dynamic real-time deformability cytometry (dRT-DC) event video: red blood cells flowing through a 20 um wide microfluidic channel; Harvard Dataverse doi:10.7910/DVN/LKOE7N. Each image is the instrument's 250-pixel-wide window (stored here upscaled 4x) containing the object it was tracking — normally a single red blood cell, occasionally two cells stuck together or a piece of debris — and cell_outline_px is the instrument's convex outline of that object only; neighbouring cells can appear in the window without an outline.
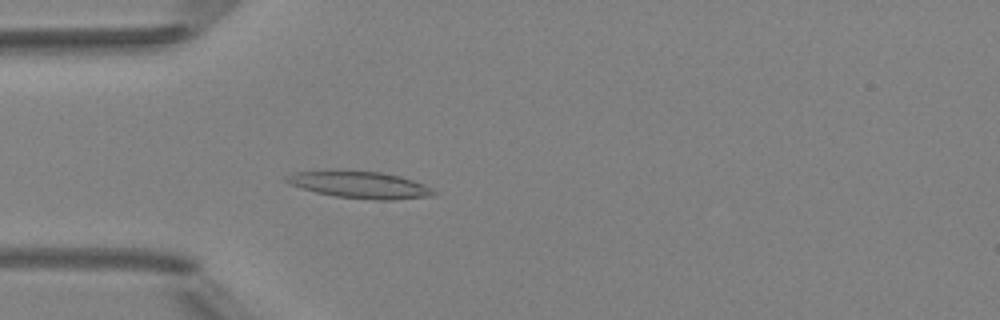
{"species": "Egyptian fruit bat (a non-hibernating species)", "species_latin": "Rousettus aegyptiacus", "temperature_condition": "room temperature", "stored_images_in_passage": 4, "camera_frame_rate_fps": 3000, "um_per_image_px": 0.085, "animal": {"sex": "female"}, "frame": {"image": 1, "passage_image": 4, "time_ms": 3.667, "image_size_px": [1000, 320], "cell_outline_px": [[440, 192], [436, 196], [392, 200], [376, 200], [336, 196], [316, 192], [300, 188], [288, 184], [284, 180], [284, 176], [292, 172], [380, 172], [400, 176], [424, 184]], "centroid_in_image_um": [30.66, 15.74], "position_along_channel_um": 54.3, "area_um2": 22.77}}